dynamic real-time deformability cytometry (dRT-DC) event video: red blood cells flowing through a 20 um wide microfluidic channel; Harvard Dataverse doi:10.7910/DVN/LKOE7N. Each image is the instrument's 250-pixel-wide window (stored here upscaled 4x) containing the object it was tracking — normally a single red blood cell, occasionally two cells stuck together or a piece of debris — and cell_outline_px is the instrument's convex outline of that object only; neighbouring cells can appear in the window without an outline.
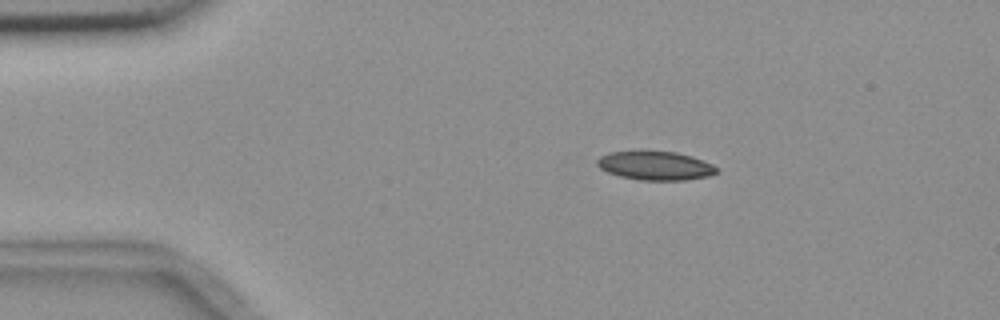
{"species": "common noctule bat (a hibernating species)", "species_latin": "Nyctalus noctula", "temperature_condition": "room temperature", "stored_images_in_passage": 4, "camera_frame_rate_fps": 3000, "um_per_image_px": 0.085, "animal": {"sex": "female", "body_mass_g": 18.4}, "frame": {"image": 1, "passage_image": 3, "time_ms": 2.667, "image_size_px": [1000, 320], "cell_outline_px": [[720, 172], [708, 176], [684, 180], [640, 180], [620, 176], [608, 172], [600, 168], [596, 164], [596, 160], [600, 156], [608, 152], [676, 152], [692, 156], [712, 164], [720, 168]], "centroid_in_image_um": [55.74, 14.09], "position_along_channel_um": 29.3, "area_um2": 19.94}}